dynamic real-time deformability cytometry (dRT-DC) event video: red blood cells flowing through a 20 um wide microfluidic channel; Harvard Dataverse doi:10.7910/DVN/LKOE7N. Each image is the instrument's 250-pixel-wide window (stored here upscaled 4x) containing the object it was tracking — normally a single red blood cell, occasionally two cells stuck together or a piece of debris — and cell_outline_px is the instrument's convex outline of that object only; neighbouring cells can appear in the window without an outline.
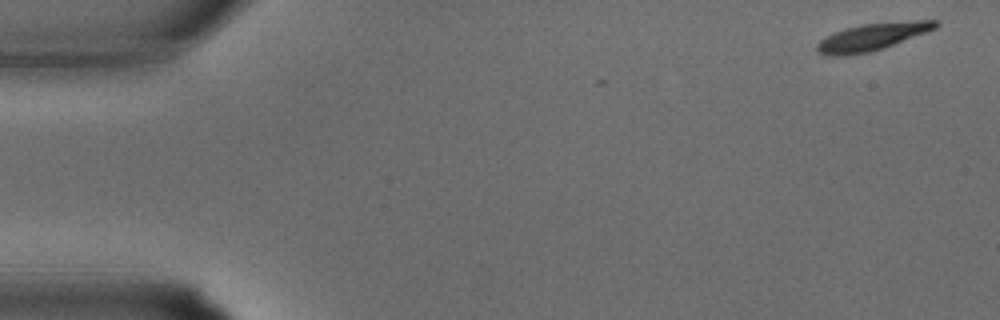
{"species": "common noctule bat (a hibernating species)", "species_latin": "Nyctalus noctula", "temperature_condition": "warm", "stored_images_in_passage": 5, "camera_frame_rate_fps": 3000, "um_per_image_px": 0.085, "animal": {"sex": "male", "body_mass_g": 15.6}, "frame": {"image": 1, "passage_image": 1, "time_ms": 0.0, "image_size_px": [1000, 320], "cell_outline_px": [[940, 24], [936, 28], [928, 32], [884, 48], [868, 52], [848, 56], [832, 56], [820, 52], [816, 48], [816, 44], [820, 40], [836, 32], [860, 24], [916, 20], [936, 20]], "centroid_in_image_um": [74.19, 3.13], "position_along_channel_um": 10.8, "area_um2": 18.73}}